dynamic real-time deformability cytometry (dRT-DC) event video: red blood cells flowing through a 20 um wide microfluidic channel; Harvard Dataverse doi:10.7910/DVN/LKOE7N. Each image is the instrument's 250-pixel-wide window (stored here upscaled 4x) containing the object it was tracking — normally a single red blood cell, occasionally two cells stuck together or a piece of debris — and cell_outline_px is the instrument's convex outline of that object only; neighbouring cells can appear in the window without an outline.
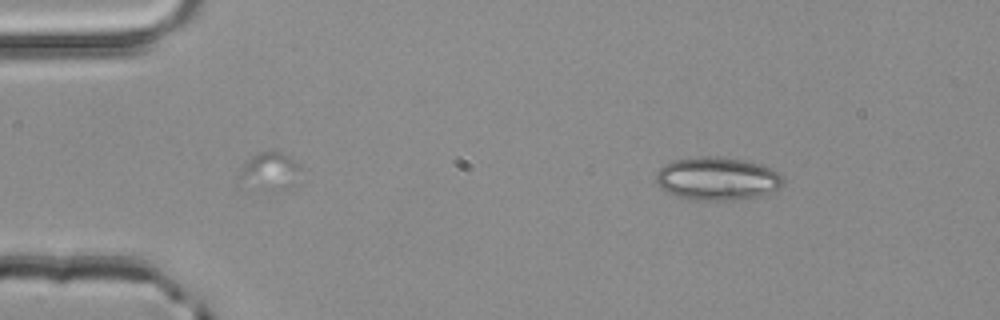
{"species": "common noctule bat (a hibernating species)", "species_latin": "Nyctalus noctula", "temperature_condition": "room temperature", "stored_images_in_passage": 39, "camera_frame_rate_fps": 3000, "um_per_image_px": 0.085, "animal": {"sex": "male", "body_mass_g": 20.4}, "frame": {"image": 1, "passage_image": 1, "time_ms": 0.0, "image_size_px": [1000, 320], "cell_outline_px": [[784, 184], [760, 196], [724, 200], [696, 200], [676, 196], [660, 188], [656, 180], [656, 172], [664, 164], [672, 160], [696, 156], [716, 156], [744, 160], [768, 168], [776, 172], [784, 180]], "centroid_in_image_um": [60.89, 15.17], "position_along_channel_um": 24.1, "area_um2": 31.62}}
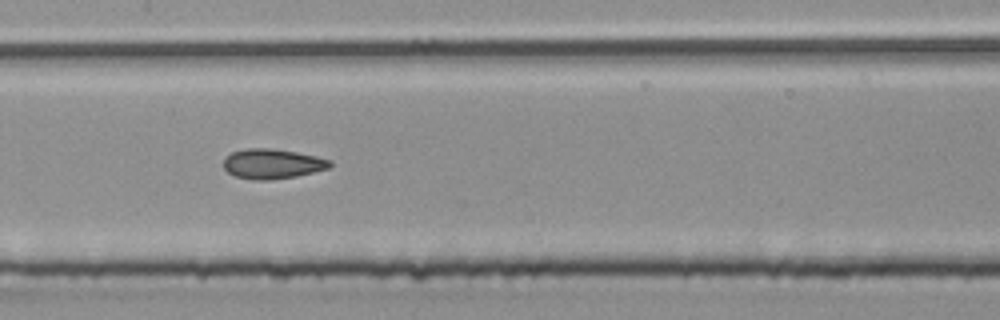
{"frame": {"image": 2, "passage_image": 19, "time_ms": 6.0, "image_size_px": [1000, 320], "cell_outline_px": [[332, 164], [328, 168], [296, 176], [268, 180], [256, 180], [236, 176], [228, 172], [224, 168], [224, 156], [232, 152], [244, 148], [268, 148], [296, 152], [316, 156], [332, 160]], "centroid_in_image_um": [23.13, 13.91], "position_along_channel_um": 184.3, "area_um2": 18.44}}
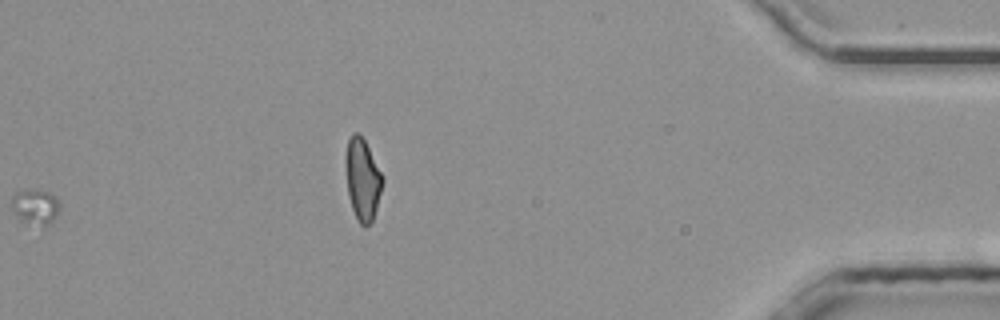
{"frame": {"image": 3, "passage_image": 39, "time_ms": 12.667, "image_size_px": [1000, 320], "cell_outline_px": [[384, 180], [376, 208], [372, 220], [364, 228], [360, 224], [352, 208], [348, 196], [344, 156], [348, 140], [352, 132], [356, 132], [364, 140]], "centroid_in_image_um": [30.78, 15.24], "position_along_channel_um": 404.4, "area_um2": 17.28}, "authors_computed_cell_mechanics": {"area_um2": 18.2648, "velocity_mm_per_s": 4.0329, "shape_relaxation_time_tau1_ms": null, "shape_relaxation_time_tau2_ms": 2.0539, "deformation_change_tau1": null, "deformation_change_tau2": 0.0909}}